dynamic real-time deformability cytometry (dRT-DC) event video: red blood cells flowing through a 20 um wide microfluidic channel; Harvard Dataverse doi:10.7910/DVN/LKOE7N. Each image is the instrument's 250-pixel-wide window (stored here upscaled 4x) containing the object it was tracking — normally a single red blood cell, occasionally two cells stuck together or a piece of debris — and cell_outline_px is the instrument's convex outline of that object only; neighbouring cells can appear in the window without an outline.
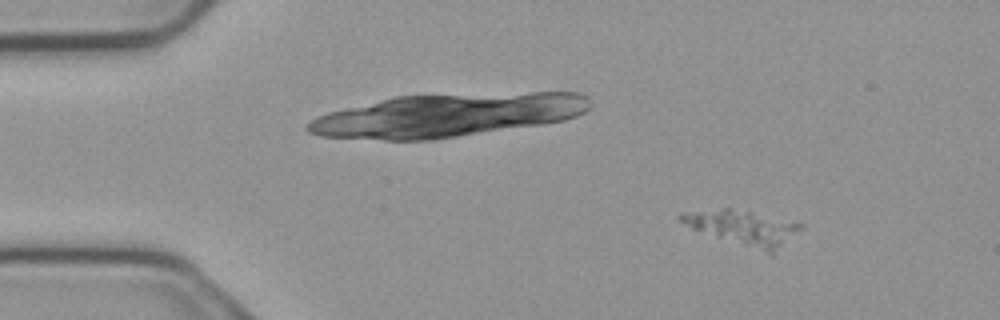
{"species": "common noctule bat (a hibernating species)", "species_latin": "Nyctalus noctula", "temperature_condition": "cold", "stored_images_in_passage": 3, "camera_frame_rate_fps": 3000, "um_per_image_px": 0.085, "animal": {"sex": "male", "body_mass_g": 23.1, "forearm_length_mm": 52.7}, "frame": {"image": 1, "passage_image": 2, "time_ms": 0.333, "image_size_px": [1000, 320], "cell_outline_px": [[804, 228], [772, 256], [692, 228], [680, 220], [680, 212], [724, 208], [728, 208], [748, 212], [804, 224]], "centroid_in_image_um": [63.24, 19.39], "position_along_channel_um": 21.8, "area_um2": 23.93}}